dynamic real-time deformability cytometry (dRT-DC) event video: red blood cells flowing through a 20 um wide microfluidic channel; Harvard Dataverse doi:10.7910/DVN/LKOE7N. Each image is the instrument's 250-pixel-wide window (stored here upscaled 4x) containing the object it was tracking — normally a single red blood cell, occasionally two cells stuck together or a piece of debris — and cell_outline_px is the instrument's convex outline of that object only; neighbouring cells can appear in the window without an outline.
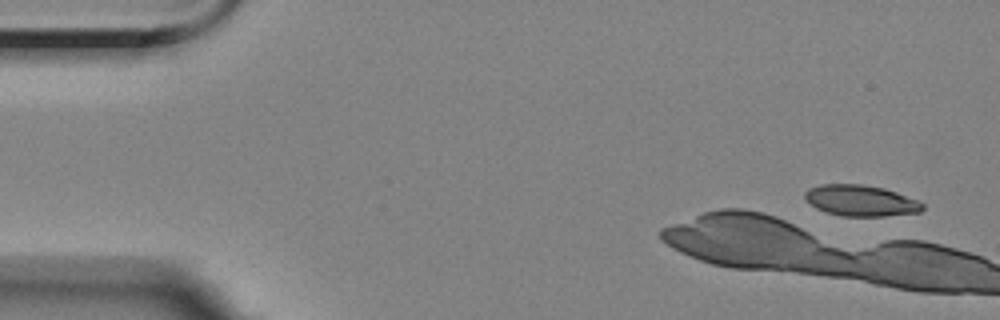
{"species": "Egyptian fruit bat (a non-hibernating species)", "species_latin": "Rousettus aegyptiacus", "temperature_condition": "room temperature", "stored_images_in_passage": 5, "camera_frame_rate_fps": 3000, "um_per_image_px": 0.085, "animal": {"sex": "female"}, "frame": {"image": 1, "passage_image": 1, "time_ms": 0.0, "image_size_px": [1000, 320], "cell_outline_px": [[924, 208], [920, 212], [884, 216], [840, 216], [824, 212], [816, 208], [804, 196], [804, 192], [808, 188], [820, 184], [860, 184], [884, 188], [920, 200], [924, 204]], "centroid_in_image_um": [73.18, 17.05], "position_along_channel_um": 11.8, "area_um2": 21.44}}